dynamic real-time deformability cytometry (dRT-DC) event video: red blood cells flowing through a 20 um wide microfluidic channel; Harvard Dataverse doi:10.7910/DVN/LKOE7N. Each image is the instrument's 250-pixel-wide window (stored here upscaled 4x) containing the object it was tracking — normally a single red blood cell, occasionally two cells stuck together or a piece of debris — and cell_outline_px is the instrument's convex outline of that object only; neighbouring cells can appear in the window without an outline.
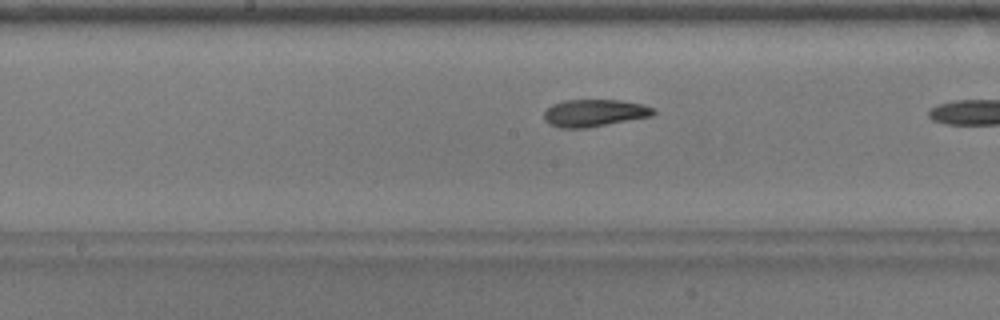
{"species": "common noctule bat (a hibernating species)", "species_latin": "Nyctalus noctula", "temperature_condition": "warm", "stored_images_in_passage": 17, "camera_frame_rate_fps": 3000, "um_per_image_px": 0.085, "animal": {"sex": "male", "body_mass_g": 17.9}, "frame": {"image": 1, "passage_image": 12, "time_ms": 3.667, "image_size_px": [1000, 320], "cell_outline_px": [[656, 112], [652, 116], [588, 128], [560, 128], [548, 124], [544, 120], [544, 112], [552, 104], [564, 100], [620, 100], [640, 104], [652, 108]], "centroid_in_image_um": [50.48, 9.61], "position_along_channel_um": 197.7, "area_um2": 17.4}}